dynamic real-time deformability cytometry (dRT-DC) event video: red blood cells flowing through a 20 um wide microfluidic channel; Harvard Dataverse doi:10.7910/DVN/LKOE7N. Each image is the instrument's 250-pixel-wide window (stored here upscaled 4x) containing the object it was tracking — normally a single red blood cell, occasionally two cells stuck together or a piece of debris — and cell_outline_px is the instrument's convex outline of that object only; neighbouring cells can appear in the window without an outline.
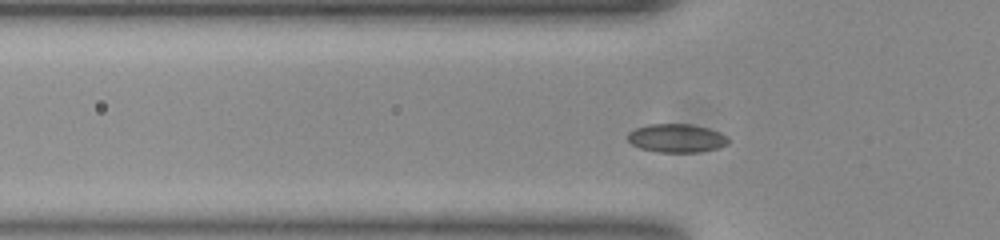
{"species": "common noctule bat (a hibernating species)", "species_latin": "Nyctalus noctula", "temperature_condition": "room temperature", "stored_images_in_passage": 42, "camera_frame_rate_fps": 3000, "um_per_image_px": 0.085, "animal": {"sex": "female", "body_mass_g": 23.0, "forearm_length_mm": 53.4}, "frame": {"image": 1, "passage_image": 10, "time_ms": 3.0, "image_size_px": [1000, 240], "cell_outline_px": [[728, 144], [716, 148], [700, 152], [656, 152], [640, 148], [632, 144], [628, 140], [628, 132], [636, 128], [648, 124], [692, 124], [708, 128], [720, 132], [728, 136]], "centroid_in_image_um": [57.51, 11.74], "position_along_channel_um": 68.3, "area_um2": 16.76}}
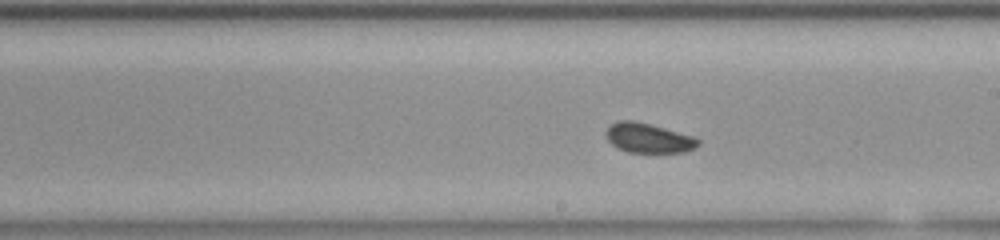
{"frame": {"image": 2, "passage_image": 23, "time_ms": 7.333, "image_size_px": [1000, 240], "cell_outline_px": [[700, 144], [696, 148], [684, 152], [628, 152], [612, 144], [608, 140], [604, 132], [608, 124], [616, 120], [632, 120], [652, 124], [692, 136], [700, 140]], "centroid_in_image_um": [55.09, 11.71], "position_along_channel_um": 233.9, "area_um2": 16.07}}
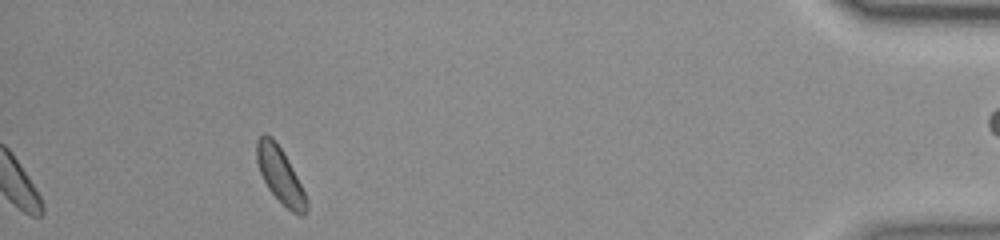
{"frame": {"image": 3, "passage_image": 42, "time_ms": 13.667, "image_size_px": [1000, 240], "cell_outline_px": [[308, 208], [304, 216], [300, 216], [292, 212], [268, 188], [260, 172], [256, 160], [256, 140], [264, 132], [272, 136], [288, 160], [308, 200]], "centroid_in_image_um": [23.8, 14.88], "position_along_channel_um": 411.4, "area_um2": 15.9}, "authors_computed_cell_mechanics": {"area_um2": 16.1262, "velocity_mm_per_s": 3.8145, "shape_relaxation_time_tau1_ms": 5.1106, "shape_relaxation_time_tau2_ms": 4.7496, "deformation_change_tau1": 0.0517, "deformation_change_tau2": 0.0606}}